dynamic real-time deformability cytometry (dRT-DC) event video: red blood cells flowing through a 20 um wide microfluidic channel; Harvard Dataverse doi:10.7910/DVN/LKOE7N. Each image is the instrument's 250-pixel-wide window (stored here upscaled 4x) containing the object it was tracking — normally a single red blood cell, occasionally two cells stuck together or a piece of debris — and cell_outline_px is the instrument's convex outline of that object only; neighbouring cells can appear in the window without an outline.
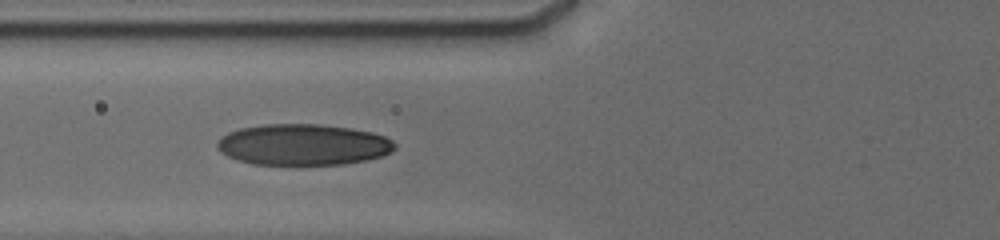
{"species": "human", "species_latin": "Homo sapiens", "temperature_condition": "cold", "stored_images_in_passage": 11, "camera_frame_rate_fps": 3000, "um_per_image_px": 0.085, "donor": {"sex": "male"}, "frame": {"image": 1, "passage_image": 10, "time_ms": 7.333, "image_size_px": [1000, 240], "cell_outline_px": [[396, 148], [392, 152], [384, 156], [368, 160], [344, 164], [252, 164], [236, 160], [220, 152], [216, 148], [216, 144], [220, 136], [228, 132], [240, 128], [264, 124], [320, 124], [352, 128], [372, 132], [384, 136], [392, 140], [396, 144]], "centroid_in_image_um": [25.77, 12.29], "position_along_channel_um": 100.0, "area_um2": 43.0}}
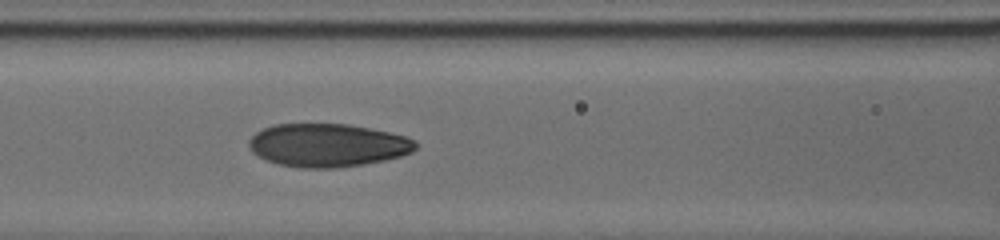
{"frame": {"image": 2, "passage_image": 11, "time_ms": 8.333, "image_size_px": [1000, 240], "cell_outline_px": [[416, 148], [412, 152], [400, 156], [384, 160], [364, 164], [336, 168], [300, 168], [280, 164], [264, 160], [252, 152], [248, 144], [248, 140], [256, 132], [272, 124], [348, 124], [388, 132], [404, 136], [412, 140], [416, 144]], "centroid_in_image_um": [27.8, 12.35], "position_along_channel_um": 138.8, "area_um2": 41.85}}